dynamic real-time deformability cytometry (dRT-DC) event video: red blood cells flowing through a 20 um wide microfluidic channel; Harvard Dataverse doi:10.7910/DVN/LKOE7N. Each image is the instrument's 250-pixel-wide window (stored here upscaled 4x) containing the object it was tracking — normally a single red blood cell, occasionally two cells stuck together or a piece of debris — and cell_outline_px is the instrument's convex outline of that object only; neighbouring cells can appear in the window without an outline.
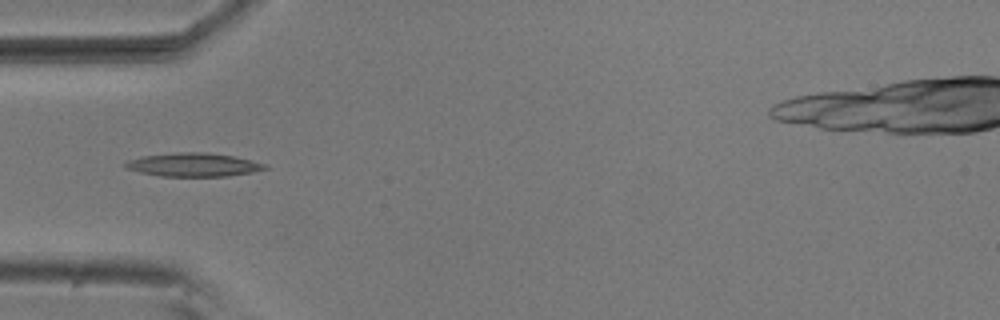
{"species": "common noctule bat (a hibernating species)", "species_latin": "Nyctalus noctula", "temperature_condition": "room temperature", "stored_images_in_passage": 2, "camera_frame_rate_fps": 3000, "um_per_image_px": 0.085, "animal": {"sex": "male", "body_mass_g": 20.5, "forearm_length_mm": 52.5}, "frame": {"image": 1, "passage_image": 2, "time_ms": 0.333, "image_size_px": [1000, 320], "cell_outline_px": [[268, 168], [252, 172], [228, 176], [160, 176], [140, 172], [124, 168], [124, 164], [128, 160], [140, 156], [176, 152], [204, 152], [232, 156], [268, 164]], "centroid_in_image_um": [16.41, 14.0], "position_along_channel_um": 68.6, "area_um2": 19.13}}